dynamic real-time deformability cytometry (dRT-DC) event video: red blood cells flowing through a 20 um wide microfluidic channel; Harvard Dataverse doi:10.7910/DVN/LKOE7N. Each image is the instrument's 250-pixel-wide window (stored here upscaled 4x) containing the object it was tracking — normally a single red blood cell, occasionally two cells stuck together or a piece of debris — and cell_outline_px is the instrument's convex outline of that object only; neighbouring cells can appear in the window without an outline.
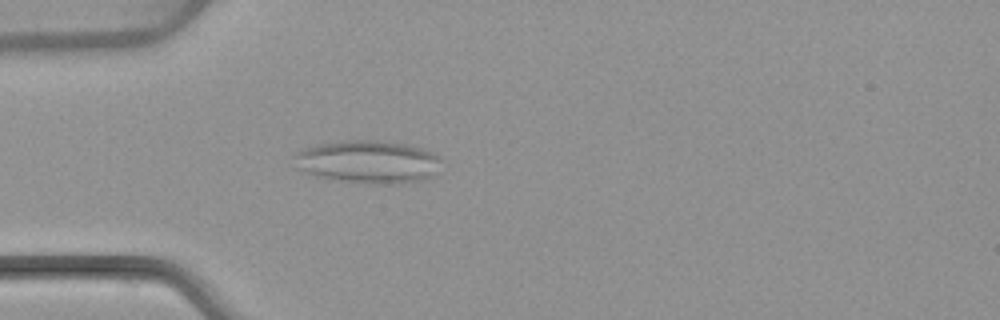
{"species": "common noctule bat (a hibernating species)", "species_latin": "Nyctalus noctula", "temperature_condition": "warm", "stored_images_in_passage": 3, "camera_frame_rate_fps": 3000, "um_per_image_px": 0.085, "animal": {"sex": "female", "body_mass_g": 22.7, "forearm_length_mm": 54.2}, "frame": {"image": 1, "passage_image": 3, "time_ms": 2.333, "image_size_px": [1000, 320], "cell_outline_px": [[444, 160], [432, 176], [420, 180], [396, 184], [376, 184], [340, 180], [320, 176], [296, 168], [292, 156], [296, 152], [304, 148], [316, 144], [344, 140], [380, 140], [404, 144], [424, 148], [440, 156]], "centroid_in_image_um": [31.31, 13.73], "position_along_channel_um": 53.7, "area_um2": 36.93}}